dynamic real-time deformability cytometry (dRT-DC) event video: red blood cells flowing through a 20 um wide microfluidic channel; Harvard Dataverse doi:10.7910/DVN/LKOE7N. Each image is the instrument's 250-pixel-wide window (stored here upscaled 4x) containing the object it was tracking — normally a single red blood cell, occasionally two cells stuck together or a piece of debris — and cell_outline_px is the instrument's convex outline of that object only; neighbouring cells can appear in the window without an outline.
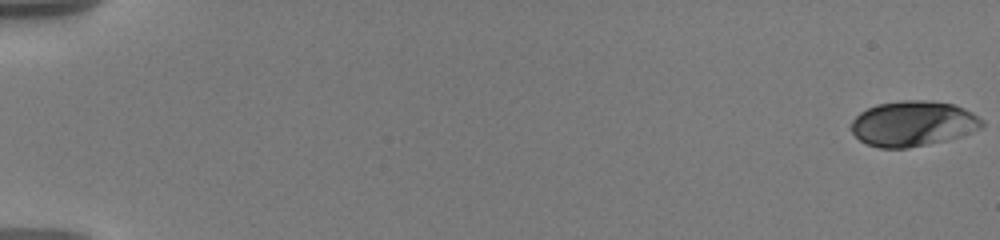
{"species": "human", "species_latin": "Homo sapiens", "temperature_condition": "warm", "stored_images_in_passage": 37, "camera_frame_rate_fps": 3000, "um_per_image_px": 0.085, "donor": {"sex": "male"}, "frame": {"image": 1, "passage_image": 1, "time_ms": 0.0, "image_size_px": [1000, 240], "cell_outline_px": [[984, 124], [980, 128], [972, 132], [960, 136], [944, 140], [908, 148], [880, 148], [868, 144], [860, 140], [848, 128], [852, 120], [860, 112], [876, 104], [900, 100], [928, 100], [952, 104], [964, 108], [972, 112], [984, 120]], "centroid_in_image_um": [77.58, 10.49], "position_along_channel_um": 7.4, "area_um2": 34.62}}
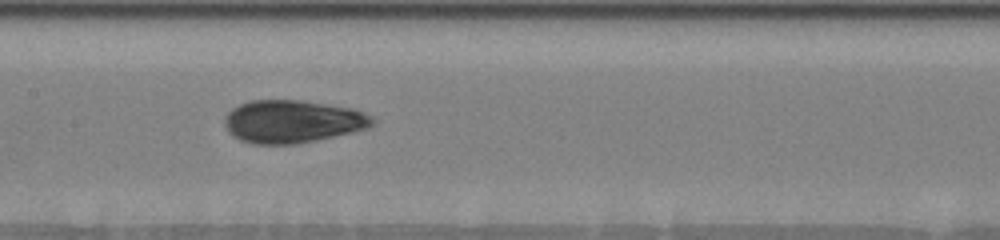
{"frame": {"image": 2, "passage_image": 18, "time_ms": 10.0, "image_size_px": [1000, 240], "cell_outline_px": [[376, 124], [368, 128], [352, 132], [316, 140], [296, 144], [252, 144], [240, 140], [232, 136], [228, 132], [224, 124], [224, 116], [232, 108], [240, 104], [252, 100], [300, 100], [352, 108], [364, 112], [372, 116], [376, 120]], "centroid_in_image_um": [24.86, 10.33], "position_along_channel_um": 182.5, "area_um2": 37.11}}
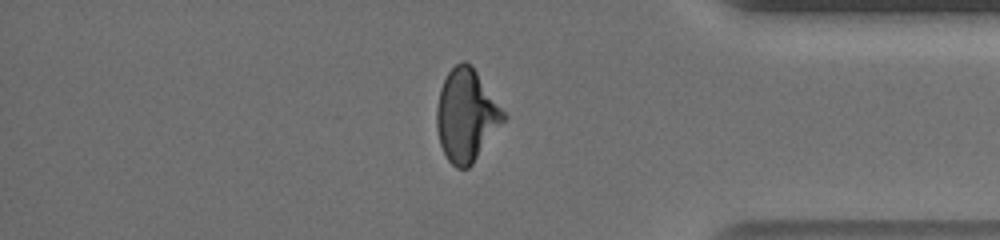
{"frame": {"image": 3, "passage_image": 34, "time_ms": 16.333, "image_size_px": [1000, 240], "cell_outline_px": [[508, 116], [472, 164], [468, 168], [456, 168], [448, 160], [440, 144], [436, 128], [436, 108], [440, 88], [448, 72], [460, 60], [464, 60], [472, 64]], "centroid_in_image_um": [39.64, 9.78], "position_along_channel_um": 395.6, "area_um2": 36.07}, "authors_computed_cell_mechanics": {"area_um2": 35.7782, "velocity_mm_per_s": 3.6047, "shape_relaxation_time_tau1_ms": 5.8606, "shape_relaxation_time_tau2_ms": 1.2468, "deformation_change_tau1": 0.1732, "deformation_change_tau2": 0.0545}}